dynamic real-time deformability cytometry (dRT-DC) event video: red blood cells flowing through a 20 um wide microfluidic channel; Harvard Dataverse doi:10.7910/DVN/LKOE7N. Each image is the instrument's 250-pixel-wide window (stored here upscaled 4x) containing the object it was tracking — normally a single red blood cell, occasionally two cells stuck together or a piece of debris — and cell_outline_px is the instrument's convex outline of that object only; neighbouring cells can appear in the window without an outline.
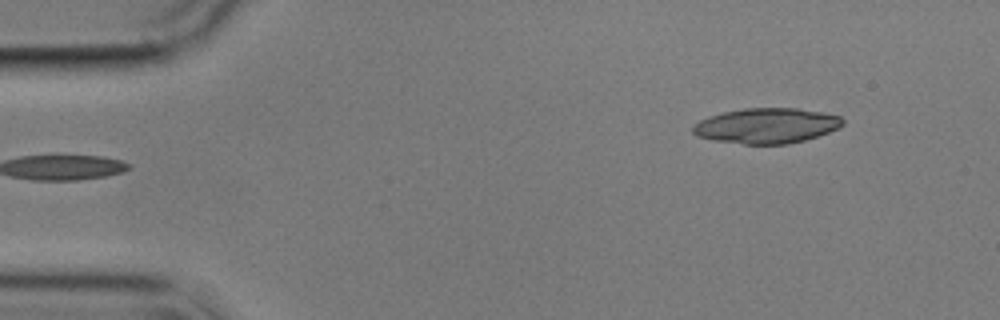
{"species": "common noctule bat (a hibernating species)", "species_latin": "Nyctalus noctula", "temperature_condition": "cold", "stored_images_in_passage": 6, "segment_of_instrument_passage": [2, 2], "camera_frame_rate_fps": 3000, "um_per_image_px": 0.085, "animal": {"sex": "male", "body_mass_g": 17.9}, "frame": {"image": 1, "passage_image": 6, "time_ms": 6.0, "image_size_px": [1000, 320], "cell_outline_px": [[844, 124], [840, 128], [804, 140], [788, 144], [744, 144], [716, 140], [696, 136], [692, 132], [692, 124], [708, 116], [724, 112], [744, 108], [796, 108], [824, 112], [840, 116], [844, 120]], "centroid_in_image_um": [65.16, 10.68], "position_along_channel_um": 19.8, "area_um2": 30.87}}